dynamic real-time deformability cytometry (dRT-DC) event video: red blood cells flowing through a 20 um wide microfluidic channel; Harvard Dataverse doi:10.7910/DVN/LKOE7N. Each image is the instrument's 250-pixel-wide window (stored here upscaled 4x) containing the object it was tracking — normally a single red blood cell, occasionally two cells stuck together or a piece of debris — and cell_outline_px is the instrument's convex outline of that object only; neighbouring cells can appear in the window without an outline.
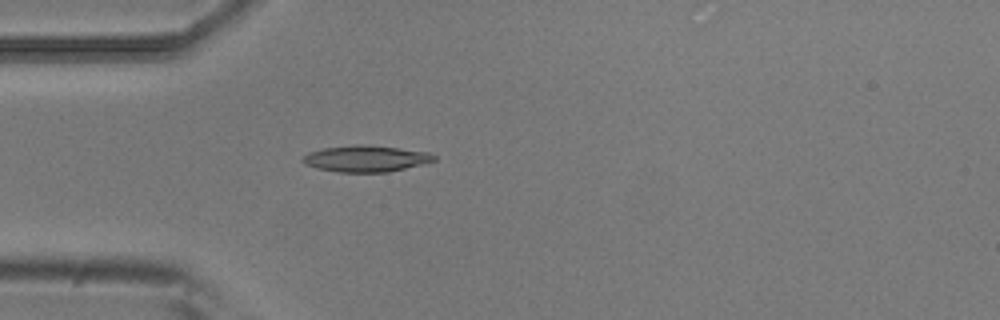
{"species": "common noctule bat (a hibernating species)", "species_latin": "Nyctalus noctula", "temperature_condition": "room temperature", "stored_images_in_passage": 4, "camera_frame_rate_fps": 3000, "um_per_image_px": 0.085, "animal": {"sex": "male", "body_mass_g": 20.5, "forearm_length_mm": 52.5}, "frame": {"image": 1, "passage_image": 4, "time_ms": 1.0, "image_size_px": [1000, 320], "cell_outline_px": [[436, 160], [388, 172], [336, 172], [316, 168], [304, 164], [300, 160], [308, 152], [324, 148], [356, 144], [364, 144], [400, 148], [428, 152], [436, 156]], "centroid_in_image_um": [31.05, 13.48], "position_along_channel_um": 53.9, "area_um2": 20.17}}